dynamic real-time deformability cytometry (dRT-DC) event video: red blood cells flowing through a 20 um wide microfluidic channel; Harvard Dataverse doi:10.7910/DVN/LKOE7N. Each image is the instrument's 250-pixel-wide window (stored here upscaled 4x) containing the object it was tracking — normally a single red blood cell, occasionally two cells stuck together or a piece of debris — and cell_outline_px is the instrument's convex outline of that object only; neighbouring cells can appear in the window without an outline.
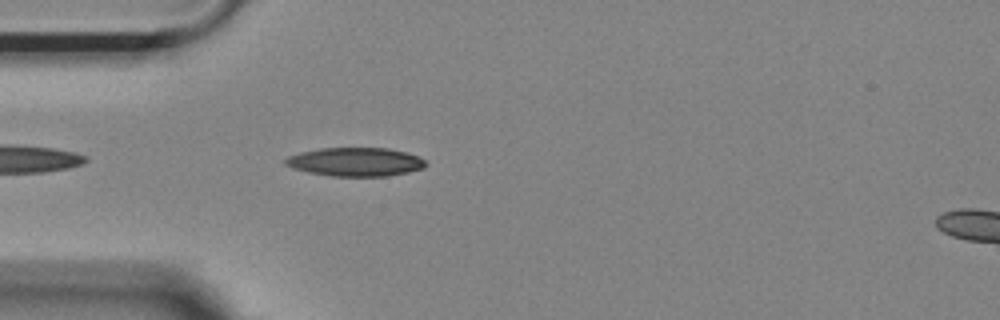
{"species": "Egyptian fruit bat (a non-hibernating species)", "species_latin": "Rousettus aegyptiacus", "temperature_condition": "room temperature", "stored_images_in_passage": 13, "camera_frame_rate_fps": 3000, "um_per_image_px": 0.085, "animal": {"sex": "female"}, "frame": {"image": 1, "passage_image": 3, "time_ms": 0.667, "image_size_px": [1000, 320], "cell_outline_px": [[428, 164], [424, 168], [408, 172], [384, 176], [332, 176], [308, 172], [292, 168], [284, 164], [284, 160], [288, 156], [300, 152], [320, 148], [388, 148], [404, 152], [416, 156], [424, 160]], "centroid_in_image_um": [30.18, 13.76], "position_along_channel_um": 54.8, "area_um2": 23.35}}
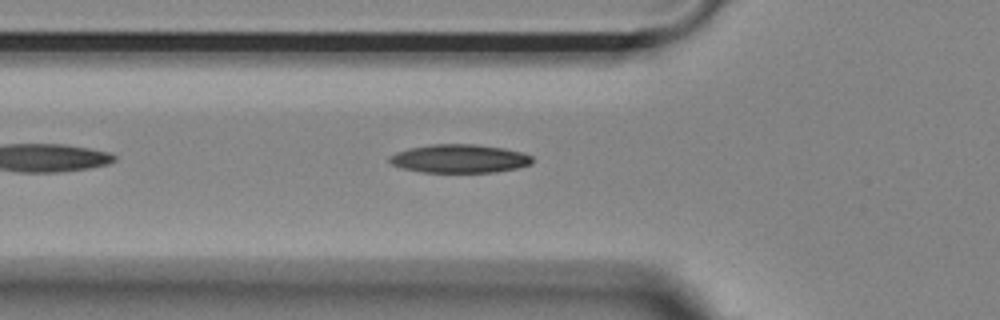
{"frame": {"image": 2, "passage_image": 6, "time_ms": 1.667, "image_size_px": [1000, 320], "cell_outline_px": [[532, 164], [516, 168], [496, 172], [424, 172], [404, 168], [392, 164], [388, 160], [388, 156], [396, 152], [408, 148], [432, 144], [476, 144], [504, 148], [520, 152], [532, 156]], "centroid_in_image_um": [39.05, 13.48], "position_along_channel_um": 86.8, "area_um2": 23.64}}
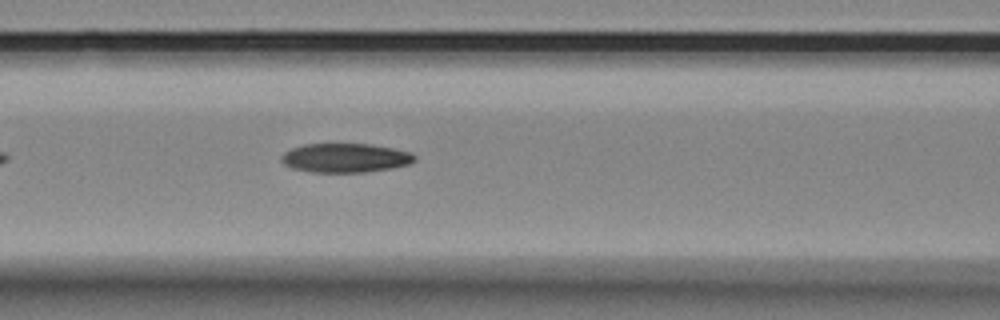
{"frame": {"image": 3, "passage_image": 10, "time_ms": 3.0, "image_size_px": [1000, 320], "cell_outline_px": [[416, 160], [408, 164], [392, 168], [364, 172], [312, 172], [292, 168], [284, 164], [280, 160], [280, 156], [284, 152], [292, 148], [304, 144], [372, 144], [412, 152], [416, 156]], "centroid_in_image_um": [29.35, 13.42], "position_along_channel_um": 137.3, "area_um2": 22.66}}